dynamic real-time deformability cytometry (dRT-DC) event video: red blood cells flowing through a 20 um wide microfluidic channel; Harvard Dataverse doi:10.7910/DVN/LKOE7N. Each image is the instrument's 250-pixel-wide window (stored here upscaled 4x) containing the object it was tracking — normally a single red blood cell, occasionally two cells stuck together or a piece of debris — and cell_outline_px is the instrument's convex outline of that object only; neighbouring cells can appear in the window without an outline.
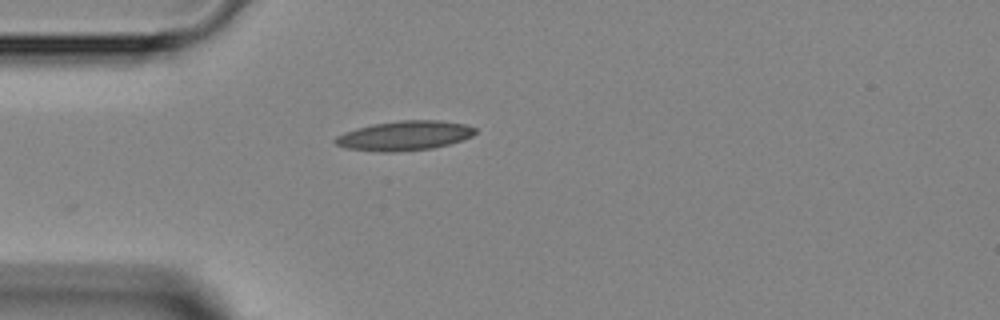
{"species": "Egyptian fruit bat (a non-hibernating species)", "species_latin": "Rousettus aegyptiacus", "temperature_condition": "room temperature", "stored_images_in_passage": 1, "camera_frame_rate_fps": 3000, "um_per_image_px": 0.085, "animal": {"sex": "female"}, "frame": {"image": 1, "passage_image": 1, "time_ms": 0.0, "image_size_px": [1000, 320], "cell_outline_px": [[476, 132], [472, 136], [448, 144], [432, 148], [396, 152], [380, 152], [344, 148], [336, 144], [332, 140], [336, 136], [344, 132], [356, 128], [372, 124], [400, 120], [440, 120], [464, 124], [476, 128]], "centroid_in_image_um": [34.33, 11.53], "position_along_channel_um": 50.7, "area_um2": 24.16}}